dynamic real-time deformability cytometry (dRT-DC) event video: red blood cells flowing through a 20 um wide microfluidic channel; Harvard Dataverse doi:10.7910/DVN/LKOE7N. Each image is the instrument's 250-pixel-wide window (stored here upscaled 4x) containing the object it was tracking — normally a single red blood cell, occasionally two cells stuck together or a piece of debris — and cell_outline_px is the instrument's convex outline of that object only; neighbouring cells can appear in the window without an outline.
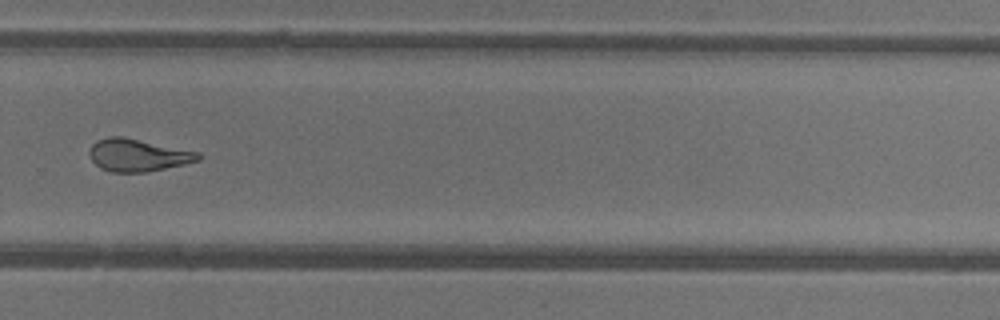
{"species": "common noctule bat (a hibernating species)", "species_latin": "Nyctalus noctula", "temperature_condition": "warm", "stored_images_in_passage": 36, "camera_frame_rate_fps": 3000, "um_per_image_px": 0.085, "animal": {"sex": "female"}, "frame": {"image": 1, "passage_image": 26, "time_ms": 8.333, "image_size_px": [1000, 320], "cell_outline_px": [[200, 160], [184, 164], [148, 172], [112, 172], [100, 168], [92, 160], [88, 152], [92, 144], [96, 140], [108, 136], [120, 136], [200, 152]], "centroid_in_image_um": [11.7, 13.19], "position_along_channel_um": 318.1, "area_um2": 20.52}, "authors_computed_cell_mechanics": {"area_um2": 21.1548, "velocity_mm_per_s": 4.421, "shape_relaxation_time_tau1_ms": 8.2471, "shape_relaxation_time_tau2_ms": 2.1976, "deformation_change_tau1": 0.2768, "deformation_change_tau2": 0.1187}}